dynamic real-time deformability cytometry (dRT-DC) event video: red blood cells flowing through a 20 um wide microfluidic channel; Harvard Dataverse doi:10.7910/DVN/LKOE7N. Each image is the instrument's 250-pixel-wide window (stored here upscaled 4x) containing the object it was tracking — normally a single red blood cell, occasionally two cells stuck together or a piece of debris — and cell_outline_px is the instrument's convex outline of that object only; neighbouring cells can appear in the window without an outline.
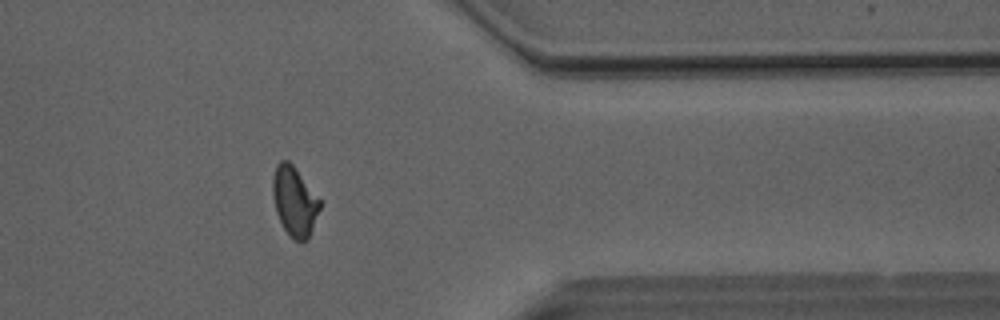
{"species": "Egyptian fruit bat (a non-hibernating species)", "species_latin": "Rousettus aegyptiacus", "temperature_condition": "room temperature", "stored_images_in_passage": 50, "camera_frame_rate_fps": 3000, "um_per_image_px": 0.085, "animal": {"sex": "male"}, "frame": {"image": 1, "passage_image": 41, "time_ms": 13.333, "image_size_px": [1000, 320], "cell_outline_px": [[320, 208], [308, 240], [296, 240], [284, 228], [276, 212], [272, 196], [272, 176], [276, 164], [280, 160], [288, 160], [292, 164], [320, 200]], "centroid_in_image_um": [25.0, 17.07], "position_along_channel_um": 386.4, "area_um2": 18.79}}
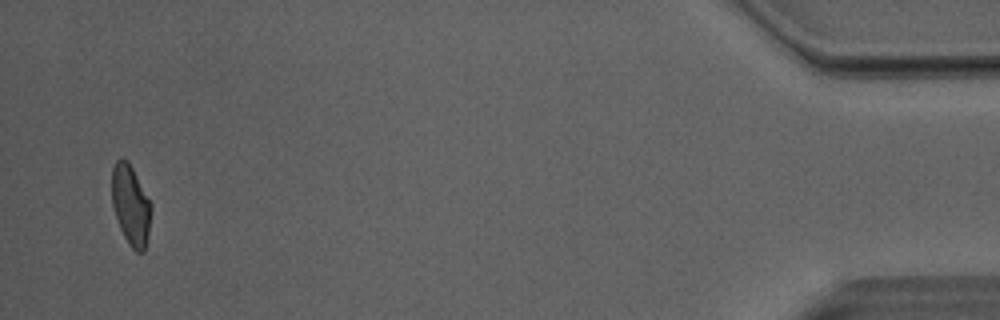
{"frame": {"image": 2, "passage_image": 49, "time_ms": 16.0, "image_size_px": [1000, 320], "cell_outline_px": [[152, 208], [148, 232], [144, 252], [136, 252], [128, 244], [120, 228], [112, 204], [112, 168], [116, 160], [128, 160], [152, 204]], "centroid_in_image_um": [11.12, 17.44], "position_along_channel_um": 424.1, "area_um2": 18.21}, "authors_computed_cell_mechanics": {"area_um2": 19.4786, "velocity_mm_per_s": 4.0528, "shape_relaxation_time_tau1_ms": 7.6357, "shape_relaxation_time_tau2_ms": 1.9433, "deformation_change_tau1": 0.1887, "deformation_change_tau2": 0.0772}}